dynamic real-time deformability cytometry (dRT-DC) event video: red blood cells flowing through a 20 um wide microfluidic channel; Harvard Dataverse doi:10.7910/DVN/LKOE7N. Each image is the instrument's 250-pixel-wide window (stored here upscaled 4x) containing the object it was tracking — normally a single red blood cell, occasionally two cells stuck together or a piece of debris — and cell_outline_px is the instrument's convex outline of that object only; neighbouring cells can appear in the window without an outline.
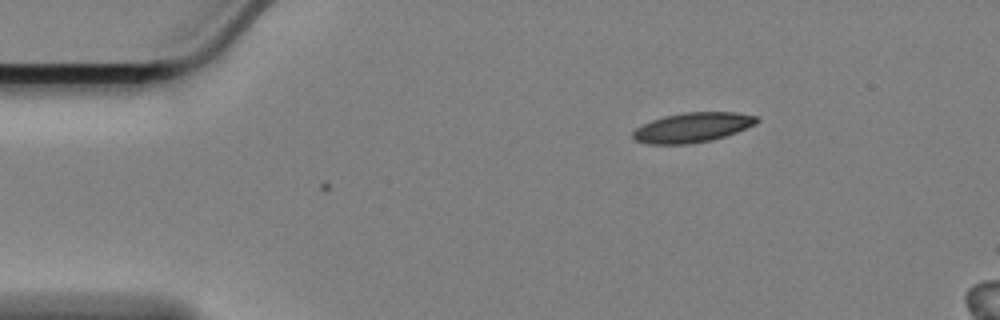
{"species": "Egyptian fruit bat (a non-hibernating species)", "species_latin": "Rousettus aegyptiacus", "temperature_condition": "cold", "stored_images_in_passage": 7, "camera_frame_rate_fps": 3000, "um_per_image_px": 0.085, "animal": {"sex": "female"}, "frame": {"image": 1, "passage_image": 7, "time_ms": 2.0, "image_size_px": [1000, 320], "cell_outline_px": [[760, 120], [756, 124], [736, 132], [712, 140], [688, 144], [648, 144], [636, 140], [632, 136], [632, 132], [636, 128], [652, 120], [664, 116], [684, 112], [736, 112], [756, 116]], "centroid_in_image_um": [58.87, 10.83], "position_along_channel_um": 26.1, "area_um2": 21.39}}